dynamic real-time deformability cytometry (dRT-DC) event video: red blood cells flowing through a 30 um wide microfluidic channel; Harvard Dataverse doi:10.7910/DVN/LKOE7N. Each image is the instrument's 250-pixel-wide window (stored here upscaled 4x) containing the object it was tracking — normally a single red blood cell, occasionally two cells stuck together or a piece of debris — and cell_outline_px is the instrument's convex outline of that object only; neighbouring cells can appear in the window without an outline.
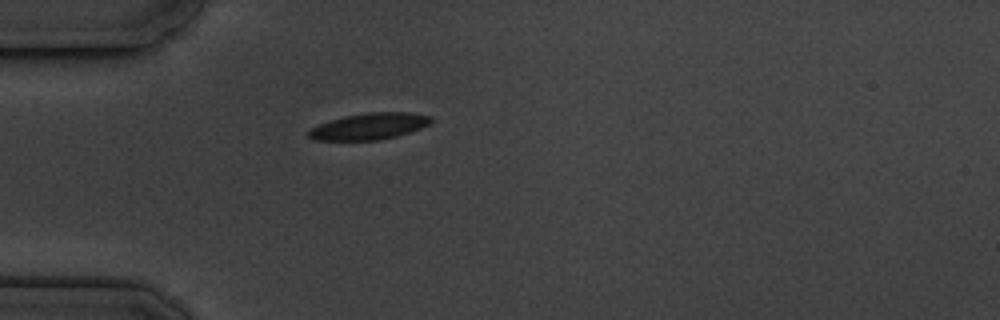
{"species": "common noctule bat (a hibernating species)", "species_latin": "Nyctalus noctula", "temperature_condition": "cold", "stored_images_in_passage": 1, "camera_frame_rate_fps": 3000, "um_per_image_px": 0.085, "animal": {"sex": "male", "body_mass_g": 19.5, "forearm_length_mm": 54.6}, "frame": {"image": 1, "passage_image": 1, "time_ms": 0.0, "image_size_px": [1000, 320], "cell_outline_px": [[432, 120], [428, 124], [420, 128], [396, 136], [380, 140], [312, 140], [308, 136], [308, 132], [312, 128], [320, 124], [344, 116], [368, 112], [408, 112], [432, 116]], "centroid_in_image_um": [31.39, 10.73], "position_along_channel_um": 53.6, "area_um2": 18.67}}